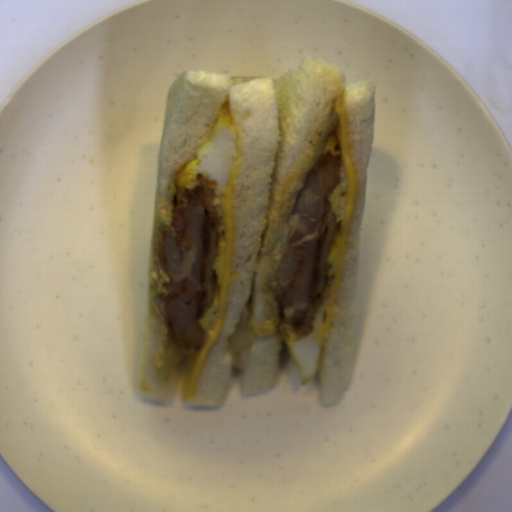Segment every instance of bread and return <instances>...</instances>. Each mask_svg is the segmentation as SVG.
<instances>
[{
  "label": "bread",
  "instance_id": "8d2b1439",
  "mask_svg": "<svg viewBox=\"0 0 512 512\" xmlns=\"http://www.w3.org/2000/svg\"><path fill=\"white\" fill-rule=\"evenodd\" d=\"M299 70L279 79L183 71L168 89L158 148L148 290L143 316L136 388L140 398L166 402L176 371L197 350L181 348L171 321L162 313V295L171 283L159 260L160 232L175 239L171 224L179 190L177 172L192 160L229 101L242 148L232 199L233 246L224 318L187 406L218 408L234 374L230 336L248 303L256 323L272 317L277 331L246 345L241 379L243 397L267 393L275 384L283 349L275 285L283 255L300 221L292 214L327 140L337 128L335 99L343 92L349 112L351 149L359 175V194L350 230L342 284L318 373L323 407L340 403L351 376L357 326L361 228L366 179L375 132L374 79L347 81L346 72L314 55L301 57ZM238 157V158H239ZM254 281V283H253Z\"/></svg>",
  "mask_w": 512,
  "mask_h": 512
}]
</instances>
